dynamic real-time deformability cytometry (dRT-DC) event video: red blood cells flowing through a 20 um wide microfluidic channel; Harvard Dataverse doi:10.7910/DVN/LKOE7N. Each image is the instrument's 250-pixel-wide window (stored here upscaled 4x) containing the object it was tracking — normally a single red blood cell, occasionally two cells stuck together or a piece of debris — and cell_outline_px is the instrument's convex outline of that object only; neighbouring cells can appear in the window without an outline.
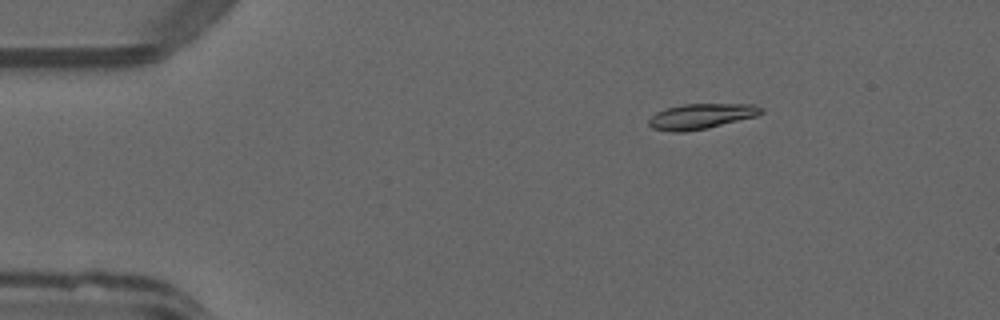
{"species": "common noctule bat (a hibernating species)", "species_latin": "Nyctalus noctula", "temperature_condition": "warm", "stored_images_in_passage": 44, "camera_frame_rate_fps": 3000, "um_per_image_px": 0.085, "animal": {"sex": "male", "forearm_length_mm": 52.5}, "frame": {"image": 1, "passage_image": 1, "time_ms": 0.0, "image_size_px": [1000, 320], "cell_outline_px": [[764, 112], [756, 116], [708, 128], [684, 132], [672, 132], [652, 128], [648, 124], [648, 120], [656, 112], [664, 108], [684, 104], [752, 104], [764, 108]], "centroid_in_image_um": [59.59, 9.88], "position_along_channel_um": 25.4, "area_um2": 16.65}}
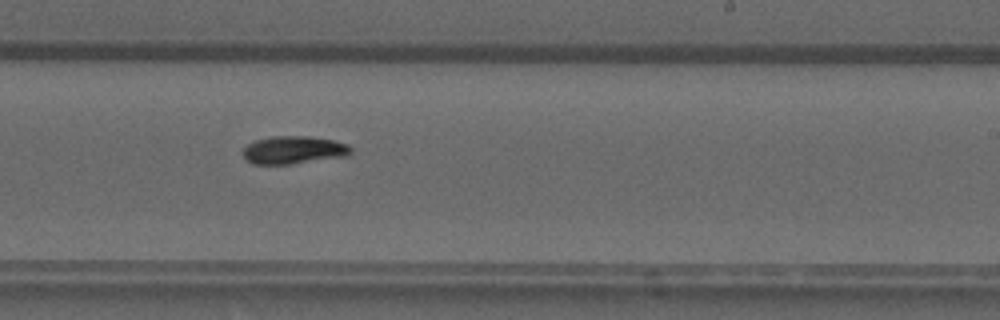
{"frame": {"image": 2, "passage_image": 24, "time_ms": 7.667, "image_size_px": [1000, 320], "cell_outline_px": [[352, 152], [344, 156], [292, 164], [252, 164], [244, 160], [244, 148], [248, 144], [256, 140], [272, 136], [308, 136], [332, 140], [348, 144], [352, 148]], "centroid_in_image_um": [24.94, 12.75], "position_along_channel_um": 264.1, "area_um2": 17.46}}
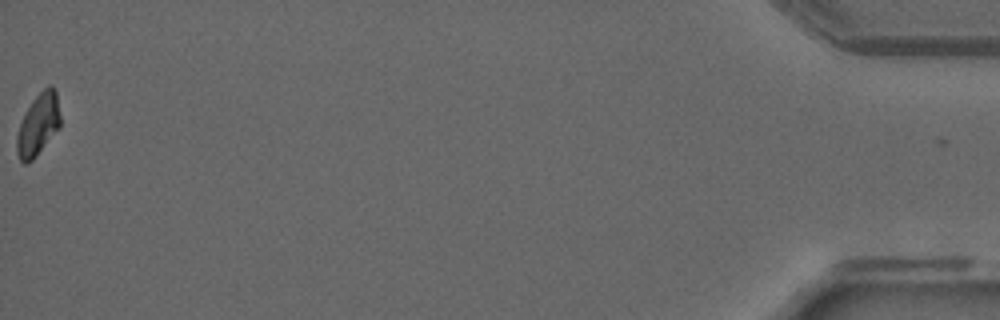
{"frame": {"image": 3, "passage_image": 44, "time_ms": 14.333, "image_size_px": [1000, 320], "cell_outline_px": [[60, 128], [32, 160], [24, 164], [20, 160], [16, 152], [16, 136], [20, 124], [32, 100], [48, 84], [52, 84], [56, 92], [60, 116]], "centroid_in_image_um": [3.25, 10.59], "position_along_channel_um": 431.9, "area_um2": 15.61}, "authors_computed_cell_mechanics": {"area_um2": 16.5308, "velocity_mm_per_s": 4.0568, "shape_relaxation_time_tau1_ms": 3.8982, "shape_relaxation_time_tau2_ms": null, "deformation_change_tau1": 0.179, "deformation_change_tau2": null}}